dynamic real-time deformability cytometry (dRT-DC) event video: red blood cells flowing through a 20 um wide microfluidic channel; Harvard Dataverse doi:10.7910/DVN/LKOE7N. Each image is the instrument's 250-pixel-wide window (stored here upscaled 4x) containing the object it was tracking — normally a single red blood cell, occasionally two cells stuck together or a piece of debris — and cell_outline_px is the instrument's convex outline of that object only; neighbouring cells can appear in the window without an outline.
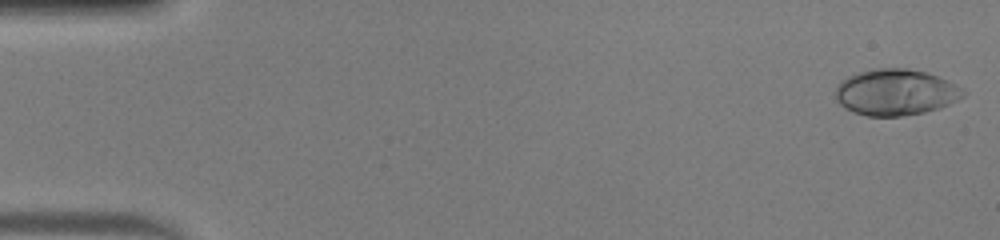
{"species": "human", "species_latin": "Homo sapiens", "temperature_condition": "warm", "stored_images_in_passage": 48, "camera_frame_rate_fps": 3000, "um_per_image_px": 0.085, "donor": {"sex": "male"}, "frame": {"image": 1, "passage_image": 1, "time_ms": 0.0, "image_size_px": [1000, 240], "cell_outline_px": [[968, 92], [964, 96], [948, 104], [924, 112], [900, 116], [868, 116], [844, 108], [836, 100], [836, 84], [840, 80], [848, 76], [872, 68], [908, 68], [924, 72], [936, 76]], "centroid_in_image_um": [76.07, 7.83], "position_along_channel_um": 8.9, "area_um2": 34.04}}
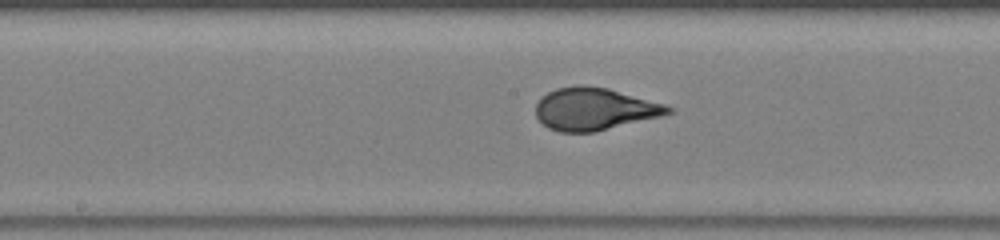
{"frame": {"image": 2, "passage_image": 25, "time_ms": 8.0, "image_size_px": [1000, 240], "cell_outline_px": [[676, 112], [660, 116], [592, 132], [560, 132], [548, 128], [536, 116], [536, 104], [548, 92], [556, 88], [580, 84], [584, 84], [608, 88], [664, 104], [672, 108]], "centroid_in_image_um": [50.52, 9.25], "position_along_channel_um": 197.7, "area_um2": 32.37}}
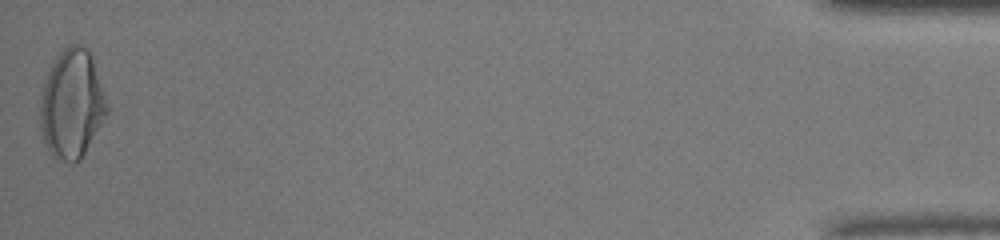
{"frame": {"image": 3, "passage_image": 48, "time_ms": 15.667, "image_size_px": [1000, 240], "cell_outline_px": [[108, 112], [104, 120], [80, 160], [72, 164], [56, 160], [52, 156], [44, 140], [40, 128], [40, 92], [48, 72], [56, 56], [64, 48], [72, 44], [80, 44], [88, 48], [92, 56], [108, 104]], "centroid_in_image_um": [6.1, 8.86], "position_along_channel_um": 429.1, "area_um2": 42.66}, "authors_computed_cell_mechanics": {"area_um2": 32.6281, "velocity_mm_per_s": 4.2568, "shape_relaxation_time_tau1_ms": 5.1153, "shape_relaxation_time_tau2_ms": null, "deformation_change_tau1": 0.2586, "deformation_change_tau2": null}}